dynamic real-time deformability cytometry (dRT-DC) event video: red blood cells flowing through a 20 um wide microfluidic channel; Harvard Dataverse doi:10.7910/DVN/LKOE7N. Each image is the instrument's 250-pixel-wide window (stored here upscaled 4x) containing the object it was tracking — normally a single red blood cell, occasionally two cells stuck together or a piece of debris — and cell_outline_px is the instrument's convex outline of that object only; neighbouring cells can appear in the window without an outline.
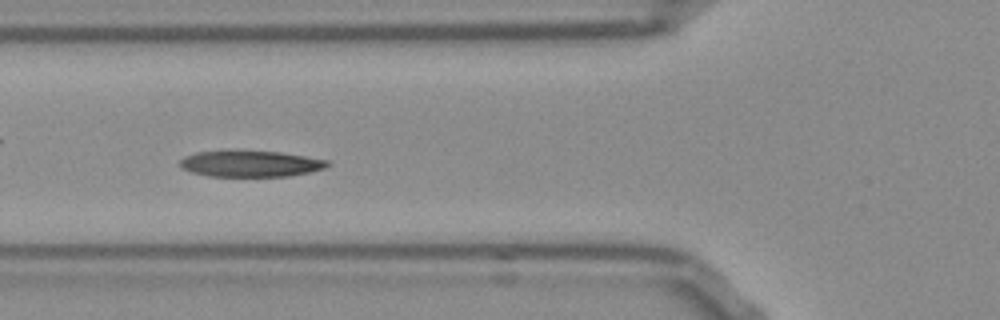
{"species": "Egyptian fruit bat (a non-hibernating species)", "species_latin": "Rousettus aegyptiacus", "temperature_condition": "room temperature", "stored_images_in_passage": 49, "camera_frame_rate_fps": 3000, "um_per_image_px": 0.085, "frame": {"image": 1, "passage_image": 15, "time_ms": 4.667, "image_size_px": [1000, 320], "cell_outline_px": [[332, 164], [324, 168], [308, 172], [288, 176], [208, 176], [192, 172], [184, 168], [180, 164], [180, 160], [184, 156], [196, 152], [280, 152], [328, 160]], "centroid_in_image_um": [21.32, 13.93], "position_along_channel_um": 104.5, "area_um2": 21.91}}
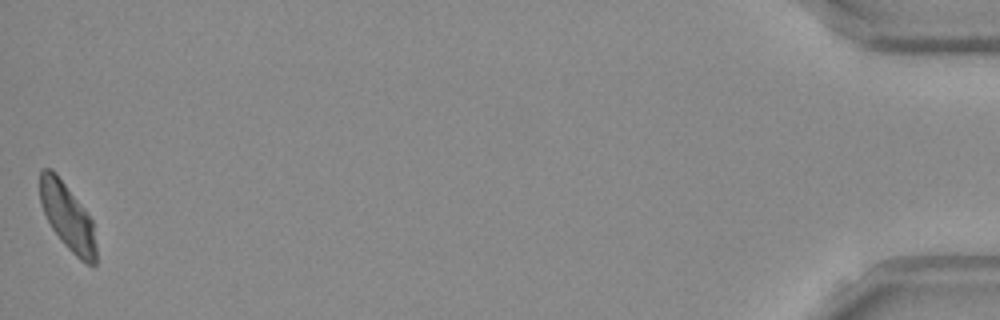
{"frame": {"image": 2, "passage_image": 49, "time_ms": 16.0, "image_size_px": [1000, 320], "cell_outline_px": [[96, 264], [88, 264], [80, 260], [60, 240], [52, 228], [40, 204], [40, 168], [52, 168], [56, 172], [92, 220], [96, 244]], "centroid_in_image_um": [5.72, 18.41], "position_along_channel_um": 429.5, "area_um2": 21.62}, "authors_computed_cell_mechanics": {"area_um2": 22.8888, "velocity_mm_per_s": 3.75, "shape_relaxation_time_tau1_ms": 6.6018, "shape_relaxation_time_tau2_ms": 5.832, "deformation_change_tau1": 0.1785, "deformation_change_tau2": 0.1325}}